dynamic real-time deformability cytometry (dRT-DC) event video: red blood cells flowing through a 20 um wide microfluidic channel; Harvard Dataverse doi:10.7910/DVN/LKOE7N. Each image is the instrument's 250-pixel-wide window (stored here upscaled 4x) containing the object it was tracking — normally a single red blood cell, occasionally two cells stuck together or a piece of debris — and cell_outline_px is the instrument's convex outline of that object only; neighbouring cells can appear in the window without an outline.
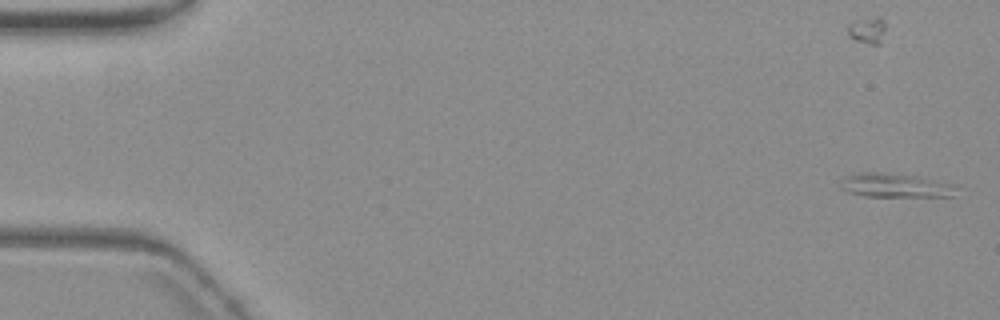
{"species": "common noctule bat (a hibernating species)", "species_latin": "Nyctalus noctula", "temperature_condition": "warm", "stored_images_in_passage": 56, "camera_frame_rate_fps": 3000, "um_per_image_px": 0.085, "animal": {"sex": "female", "body_mass_g": 19.3, "forearm_length_mm": 54.1}, "frame": {"image": 1, "passage_image": 1, "time_ms": 0.0, "image_size_px": [1000, 320], "cell_outline_px": [[952, 196], [864, 196], [848, 192], [840, 188], [840, 180], [844, 176], [860, 172], [880, 172], [916, 176], [952, 184]], "centroid_in_image_um": [75.94, 15.75], "position_along_channel_um": 9.1, "area_um2": 15.84}}
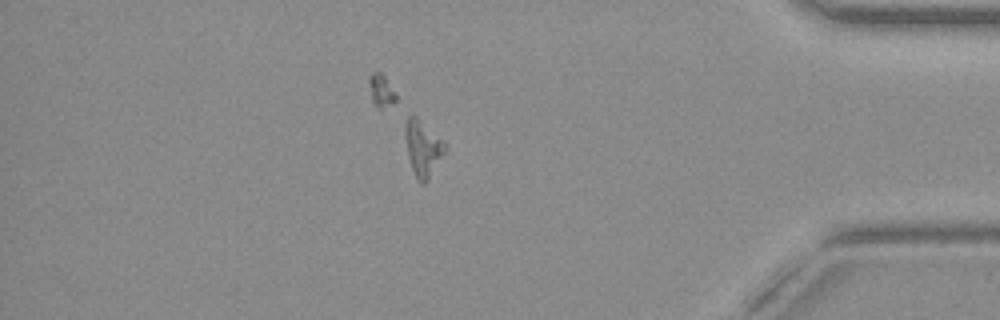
{"frame": {"image": 2, "passage_image": 48, "time_ms": 15.667, "image_size_px": [1000, 320], "cell_outline_px": [[448, 144], [444, 152], [428, 180], [424, 184], [420, 184], [416, 180], [408, 156], [404, 132], [404, 124], [408, 116], [416, 116]], "centroid_in_image_um": [35.93, 12.6], "position_along_channel_um": 399.3, "area_um2": 12.95}}
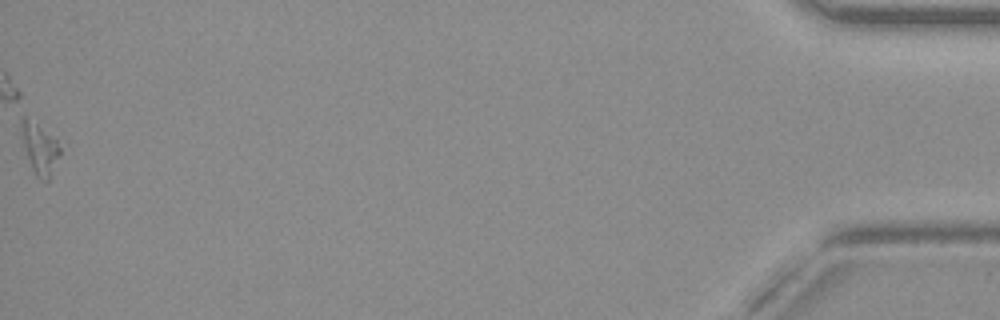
{"frame": {"image": 3, "passage_image": 56, "time_ms": 18.333, "image_size_px": [1000, 320], "cell_outline_px": [[60, 156], [48, 180], [36, 176], [32, 168], [24, 148], [20, 120], [24, 116], [36, 124], [56, 140], [60, 148]], "centroid_in_image_um": [3.37, 12.63], "position_along_channel_um": 431.8, "area_um2": 10.92}}